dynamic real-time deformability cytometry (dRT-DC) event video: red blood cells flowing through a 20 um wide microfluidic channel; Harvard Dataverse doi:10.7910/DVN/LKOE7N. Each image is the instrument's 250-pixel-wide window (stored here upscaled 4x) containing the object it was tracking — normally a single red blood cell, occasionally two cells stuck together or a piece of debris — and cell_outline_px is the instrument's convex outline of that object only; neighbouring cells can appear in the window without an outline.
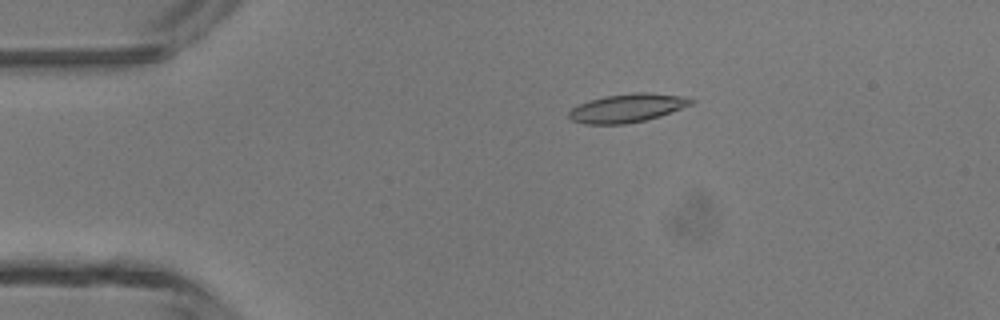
{"species": "common noctule bat (a hibernating species)", "species_latin": "Nyctalus noctula", "temperature_condition": "room temperature", "stored_images_in_passage": 47, "camera_frame_rate_fps": 3000, "um_per_image_px": 0.085, "animal": {"sex": "male", "body_mass_g": 13.3}, "frame": {"image": 1, "passage_image": 9, "time_ms": 2.667, "image_size_px": [1000, 320], "cell_outline_px": [[696, 100], [692, 104], [660, 116], [644, 120], [624, 124], [584, 124], [572, 120], [568, 116], [568, 112], [572, 108], [588, 100], [604, 96], [636, 92], [648, 92], [688, 96]], "centroid_in_image_um": [53.34, 9.17], "position_along_channel_um": 31.7, "area_um2": 20.4}}
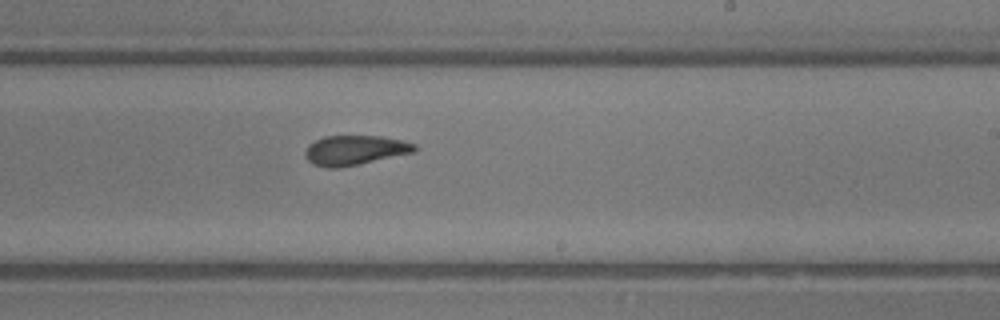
{"frame": {"image": 2, "passage_image": 28, "time_ms": 9.0, "image_size_px": [1000, 320], "cell_outline_px": [[416, 152], [336, 168], [324, 168], [312, 164], [304, 156], [304, 152], [308, 144], [324, 136], [380, 136], [404, 140], [416, 144]], "centroid_in_image_um": [30.14, 12.76], "position_along_channel_um": 258.9, "area_um2": 18.96}}
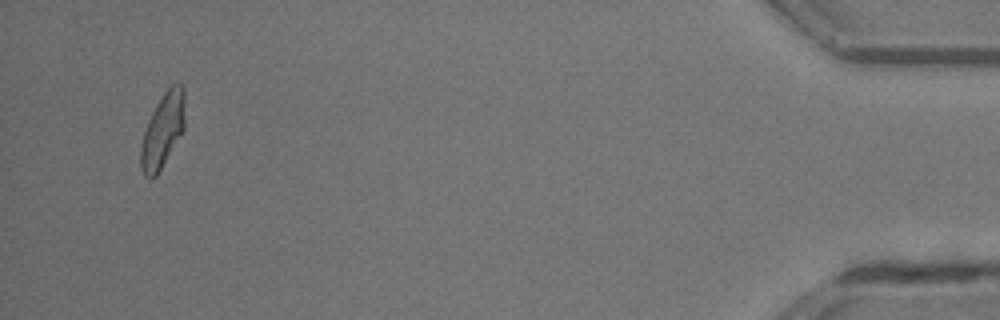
{"frame": {"image": 3, "passage_image": 45, "time_ms": 14.667, "image_size_px": [1000, 320], "cell_outline_px": [[184, 128], [156, 176], [152, 180], [148, 180], [144, 176], [140, 168], [140, 148], [144, 132], [148, 120], [156, 104], [164, 92], [172, 84], [180, 84], [184, 88]], "centroid_in_image_um": [13.8, 11.11], "position_along_channel_um": 421.4, "area_um2": 18.96}, "authors_computed_cell_mechanics": {"area_um2": 19.3052, "velocity_mm_per_s": 4.3541, "shape_relaxation_time_tau1_ms": 3.2197, "shape_relaxation_time_tau2_ms": 2.1311, "deformation_change_tau1": 0.1372, "deformation_change_tau2": 0.0993}}